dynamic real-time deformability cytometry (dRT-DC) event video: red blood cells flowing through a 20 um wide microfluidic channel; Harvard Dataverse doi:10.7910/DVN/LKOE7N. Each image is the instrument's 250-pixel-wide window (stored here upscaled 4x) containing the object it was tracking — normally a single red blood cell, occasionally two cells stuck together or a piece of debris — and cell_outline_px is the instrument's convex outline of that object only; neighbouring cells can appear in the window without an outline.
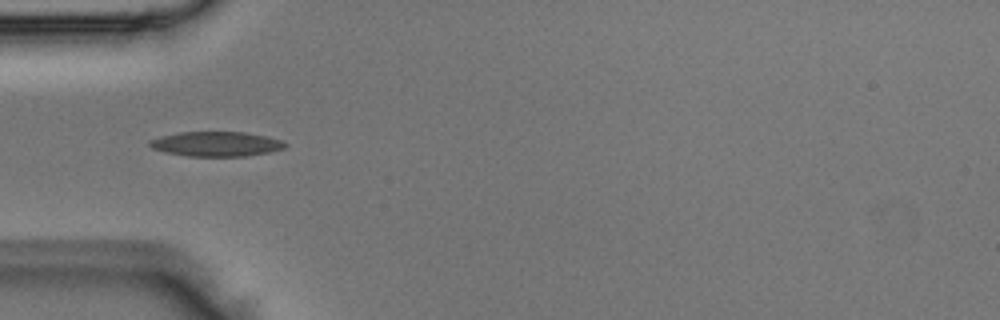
{"species": "Egyptian fruit bat (a non-hibernating species)", "species_latin": "Rousettus aegyptiacus", "temperature_condition": "room temperature", "stored_images_in_passage": 14, "camera_frame_rate_fps": 3000, "um_per_image_px": 0.085, "animal": {"sex": "male"}, "frame": {"image": 1, "passage_image": 3, "time_ms": 0.667, "image_size_px": [1000, 320], "cell_outline_px": [[288, 144], [284, 148], [268, 152], [244, 156], [188, 156], [164, 152], [152, 148], [148, 144], [148, 140], [160, 136], [180, 132], [244, 132], [268, 136], [280, 140]], "centroid_in_image_um": [18.35, 12.23], "position_along_channel_um": 66.7, "area_um2": 19.54}}
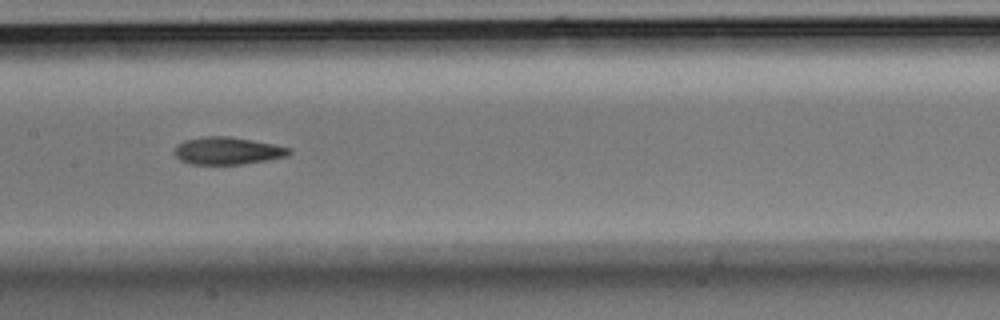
{"frame": {"image": 2, "passage_image": 12, "time_ms": 3.667, "image_size_px": [1000, 320], "cell_outline_px": [[292, 152], [288, 156], [240, 164], [192, 164], [180, 160], [176, 156], [176, 144], [184, 140], [204, 136], [232, 136], [292, 148]], "centroid_in_image_um": [19.34, 12.8], "position_along_channel_um": 188.1, "area_um2": 18.21}}